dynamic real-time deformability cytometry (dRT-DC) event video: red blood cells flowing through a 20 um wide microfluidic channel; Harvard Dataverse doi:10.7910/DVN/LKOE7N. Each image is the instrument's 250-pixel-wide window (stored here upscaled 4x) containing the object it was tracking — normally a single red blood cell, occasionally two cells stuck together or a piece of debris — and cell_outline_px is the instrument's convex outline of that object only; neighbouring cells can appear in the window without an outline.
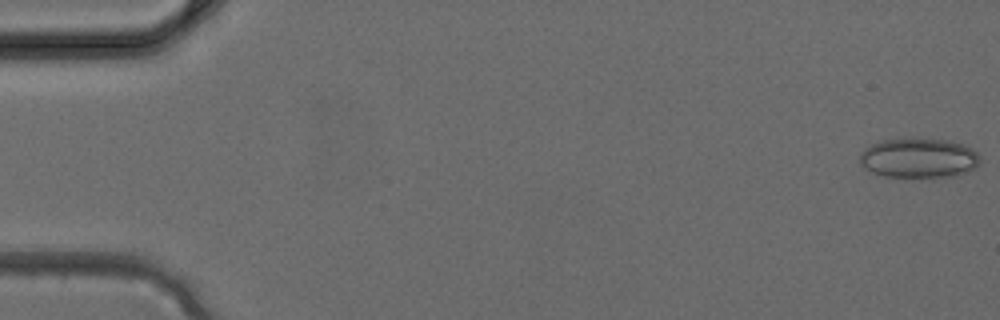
{"species": "common noctule bat (a hibernating species)", "species_latin": "Nyctalus noctula", "temperature_condition": "cold", "stored_images_in_passage": 3, "camera_frame_rate_fps": 3000, "um_per_image_px": 0.085, "animal": {"sex": "female", "body_mass_g": 24.6, "forearm_length_mm": 56.2}, "frame": {"image": 1, "passage_image": 1, "time_ms": 0.0, "image_size_px": [1000, 320], "cell_outline_px": [[980, 160], [968, 172], [952, 176], [884, 176], [872, 172], [864, 168], [860, 164], [860, 152], [864, 148], [880, 140], [948, 140], [964, 144], [972, 148], [980, 156]], "centroid_in_image_um": [78.08, 13.44], "position_along_channel_um": 6.9, "area_um2": 27.28}}